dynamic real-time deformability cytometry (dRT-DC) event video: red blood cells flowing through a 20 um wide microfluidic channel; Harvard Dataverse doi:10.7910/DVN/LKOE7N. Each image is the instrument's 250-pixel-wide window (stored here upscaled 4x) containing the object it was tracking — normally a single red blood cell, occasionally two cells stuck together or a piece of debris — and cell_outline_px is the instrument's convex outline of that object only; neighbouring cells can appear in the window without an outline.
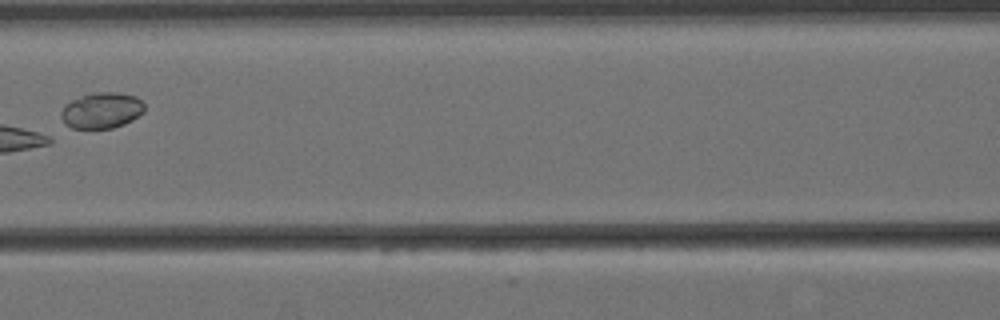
{"species": "Egyptian fruit bat (a non-hibernating species)", "species_latin": "Rousettus aegyptiacus", "temperature_condition": "cold", "stored_images_in_passage": 15, "camera_frame_rate_fps": 3000, "um_per_image_px": 0.085, "animal": {"sex": "female"}, "frame": {"image": 1, "passage_image": 11, "time_ms": 3.333, "image_size_px": [1000, 320], "cell_outline_px": [[144, 112], [132, 120], [124, 124], [112, 128], [72, 128], [64, 124], [60, 116], [60, 112], [64, 104], [72, 100], [96, 92], [116, 92], [136, 96], [144, 104]], "centroid_in_image_um": [8.63, 9.39], "position_along_channel_um": 158.0, "area_um2": 17.46}}
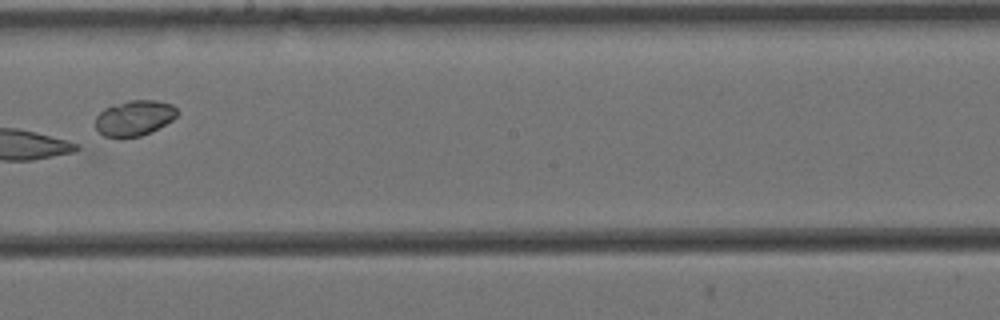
{"frame": {"image": 2, "passage_image": 13, "time_ms": 4.0, "image_size_px": [1000, 320], "cell_outline_px": [[180, 112], [172, 120], [140, 136], [104, 136], [96, 128], [96, 116], [104, 108], [112, 104], [128, 100], [156, 100], [172, 104]], "centroid_in_image_um": [11.42, 9.99], "position_along_channel_um": 236.8, "area_um2": 16.65}}